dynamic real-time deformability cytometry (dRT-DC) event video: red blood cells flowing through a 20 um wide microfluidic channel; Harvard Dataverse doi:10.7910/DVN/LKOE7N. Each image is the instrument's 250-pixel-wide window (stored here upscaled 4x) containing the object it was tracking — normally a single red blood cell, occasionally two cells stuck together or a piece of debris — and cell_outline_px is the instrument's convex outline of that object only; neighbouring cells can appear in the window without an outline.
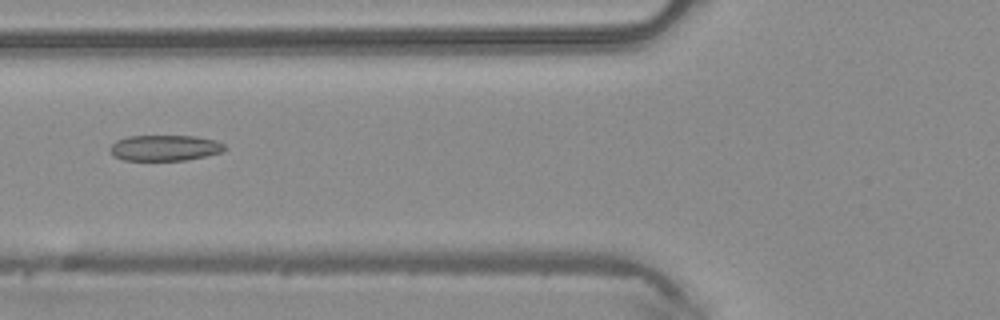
{"species": "common noctule bat (a hibernating species)", "species_latin": "Nyctalus noctula", "temperature_condition": "warm", "stored_images_in_passage": 35, "camera_frame_rate_fps": 3000, "um_per_image_px": 0.085, "animal": {"sex": "male", "body_mass_g": 20.4}, "frame": {"image": 1, "passage_image": 6, "time_ms": 1.667, "image_size_px": [1000, 320], "cell_outline_px": [[228, 148], [220, 152], [204, 156], [184, 160], [124, 160], [112, 156], [108, 148], [116, 140], [128, 136], [196, 136], [216, 140], [224, 144]], "centroid_in_image_um": [13.97, 12.56], "position_along_channel_um": 111.8, "area_um2": 17.28}}
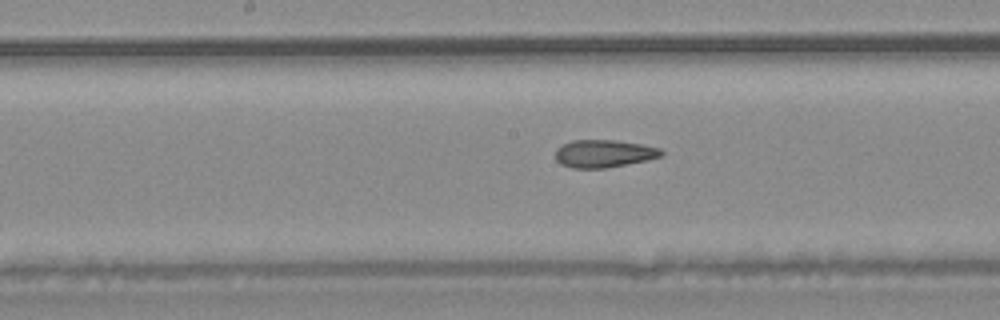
{"frame": {"image": 2, "passage_image": 12, "time_ms": 3.667, "image_size_px": [1000, 320], "cell_outline_px": [[664, 152], [660, 156], [648, 160], [604, 168], [572, 168], [560, 164], [556, 160], [556, 148], [572, 140], [612, 140], [640, 144], [660, 148]], "centroid_in_image_um": [51.3, 13.06], "position_along_channel_um": 196.9, "area_um2": 16.94}}
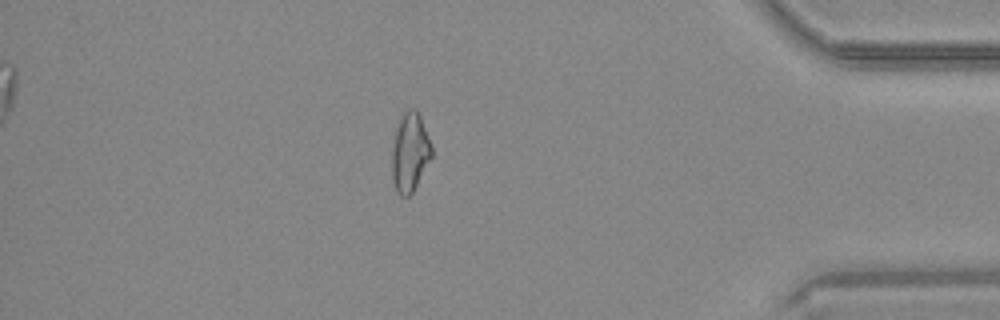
{"frame": {"image": 3, "passage_image": 29, "time_ms": 9.333, "image_size_px": [1000, 320], "cell_outline_px": [[432, 156], [412, 192], [408, 196], [400, 196], [396, 192], [392, 180], [392, 148], [396, 128], [404, 112], [408, 108], [416, 108], [420, 116], [432, 144]], "centroid_in_image_um": [34.84, 12.94], "position_along_channel_um": 400.4, "area_um2": 18.21}, "authors_computed_cell_mechanics": {"area_um2": 17.6868, "velocity_mm_per_s": 4.2376, "shape_relaxation_time_tau1_ms": null, "shape_relaxation_time_tau2_ms": 1.5372, "deformation_change_tau1": null, "deformation_change_tau2": 0.0788}}